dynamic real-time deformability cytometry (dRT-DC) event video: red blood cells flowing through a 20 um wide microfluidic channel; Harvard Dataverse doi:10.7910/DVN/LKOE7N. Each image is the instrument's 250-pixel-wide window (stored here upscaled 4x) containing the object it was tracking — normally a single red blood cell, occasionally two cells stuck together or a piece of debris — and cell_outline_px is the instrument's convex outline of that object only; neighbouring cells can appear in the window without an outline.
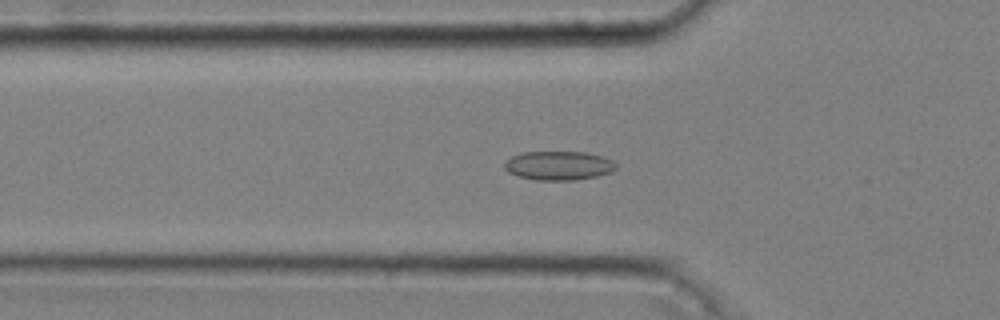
{"species": "common noctule bat (a hibernating species)", "species_latin": "Nyctalus noctula", "temperature_condition": "cold", "stored_images_in_passage": 54, "camera_frame_rate_fps": 3000, "um_per_image_px": 0.085, "animal": {"sex": "male", "body_mass_g": 20.4}, "frame": {"image": 1, "passage_image": 18, "time_ms": 5.667, "image_size_px": [1000, 320], "cell_outline_px": [[616, 168], [612, 172], [596, 176], [576, 180], [536, 180], [516, 176], [508, 172], [504, 168], [504, 160], [512, 156], [524, 152], [584, 152], [604, 156], [612, 160], [616, 164]], "centroid_in_image_um": [47.47, 14.08], "position_along_channel_um": 78.3, "area_um2": 19.02}}
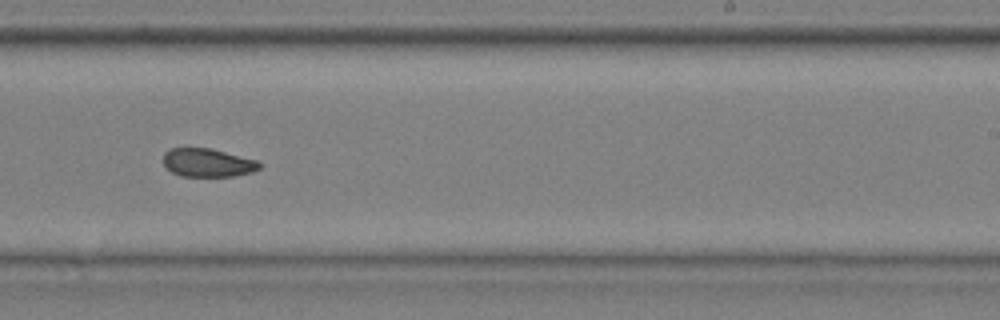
{"frame": {"image": 2, "passage_image": 34, "time_ms": 11.0, "image_size_px": [1000, 320], "cell_outline_px": [[260, 168], [252, 172], [232, 176], [180, 176], [172, 172], [164, 164], [164, 152], [168, 148], [212, 148], [256, 160], [260, 164]], "centroid_in_image_um": [17.63, 13.82], "position_along_channel_um": 271.4, "area_um2": 15.84}}
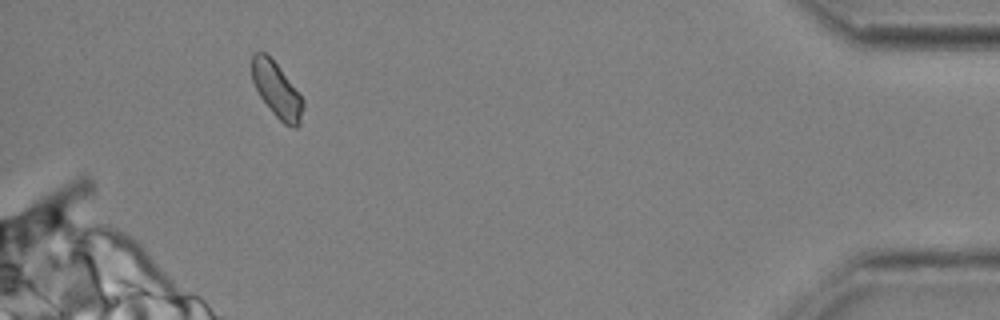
{"frame": {"image": 3, "passage_image": 50, "time_ms": 16.333, "image_size_px": [1000, 320], "cell_outline_px": [[304, 108], [300, 124], [296, 128], [292, 128], [284, 124], [272, 112], [260, 96], [252, 80], [252, 56], [256, 52], [264, 52], [276, 64], [304, 100]], "centroid_in_image_um": [23.54, 7.7], "position_along_channel_um": 411.7, "area_um2": 16.13}, "authors_computed_cell_mechanics": {"area_um2": 17.2244, "velocity_mm_per_s": 3.6198, "shape_relaxation_time_tau1_ms": null, "shape_relaxation_time_tau2_ms": 3.3826, "deformation_change_tau1": null, "deformation_change_tau2": 0.0764}}